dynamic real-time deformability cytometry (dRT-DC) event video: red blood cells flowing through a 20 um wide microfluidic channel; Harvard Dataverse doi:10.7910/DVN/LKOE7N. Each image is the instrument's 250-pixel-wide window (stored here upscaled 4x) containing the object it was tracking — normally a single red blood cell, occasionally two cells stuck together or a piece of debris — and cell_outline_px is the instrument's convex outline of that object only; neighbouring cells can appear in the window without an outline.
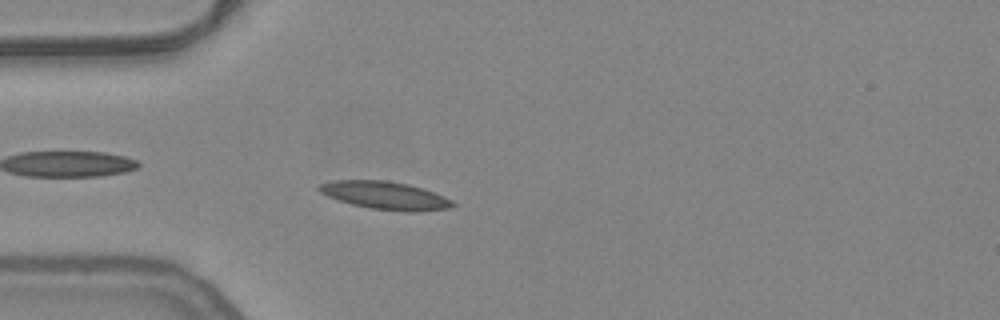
{"species": "common noctule bat (a hibernating species)", "species_latin": "Nyctalus noctula", "temperature_condition": "warm", "stored_images_in_passage": 10, "camera_frame_rate_fps": 3000, "um_per_image_px": 0.085, "animal": {"sex": "female", "body_mass_g": 24.6, "forearm_length_mm": 56.2}, "frame": {"image": 1, "passage_image": 3, "time_ms": 0.667, "image_size_px": [1000, 320], "cell_outline_px": [[456, 204], [448, 208], [412, 212], [372, 208], [352, 204], [328, 196], [320, 192], [316, 188], [320, 184], [332, 180], [384, 180], [408, 184], [444, 196], [452, 200]], "centroid_in_image_um": [32.71, 16.6], "position_along_channel_um": 52.3, "area_um2": 21.33}}
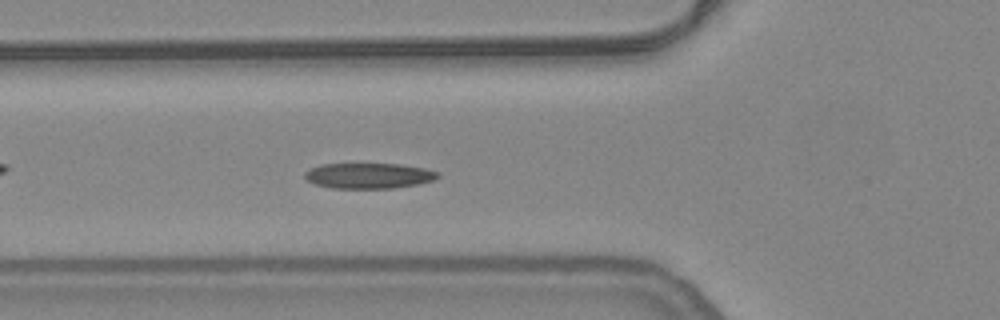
{"frame": {"image": 2, "passage_image": 7, "time_ms": 2.0, "image_size_px": [1000, 320], "cell_outline_px": [[440, 176], [432, 180], [420, 184], [392, 188], [332, 188], [312, 184], [304, 180], [304, 172], [320, 164], [400, 164], [424, 168], [440, 172]], "centroid_in_image_um": [31.31, 14.94], "position_along_channel_um": 94.5, "area_um2": 19.94}}